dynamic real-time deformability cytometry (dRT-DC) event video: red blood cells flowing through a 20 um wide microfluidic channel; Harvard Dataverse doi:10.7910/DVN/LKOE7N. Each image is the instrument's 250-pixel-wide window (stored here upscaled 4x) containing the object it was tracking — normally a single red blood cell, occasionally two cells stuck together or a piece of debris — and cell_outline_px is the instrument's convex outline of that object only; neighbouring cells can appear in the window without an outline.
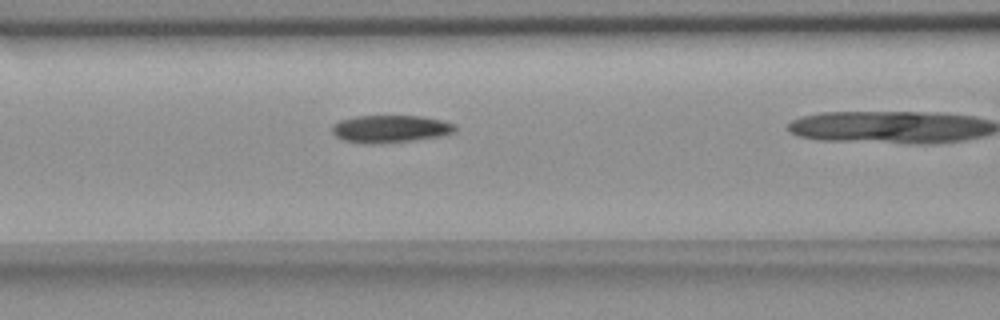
{"species": "common noctule bat (a hibernating species)", "species_latin": "Nyctalus noctula", "temperature_condition": "room temperature", "stored_images_in_passage": 40, "camera_frame_rate_fps": 3000, "um_per_image_px": 0.085, "animal": {"sex": "female", "body_mass_g": 18.4}, "frame": {"image": 1, "passage_image": 19, "time_ms": 6.0, "image_size_px": [1000, 320], "cell_outline_px": [[456, 132], [440, 136], [412, 140], [372, 144], [368, 144], [344, 140], [336, 136], [332, 132], [332, 124], [340, 120], [356, 116], [420, 116], [440, 120], [456, 124]], "centroid_in_image_um": [33.17, 10.95], "position_along_channel_um": 133.4, "area_um2": 19.59}}
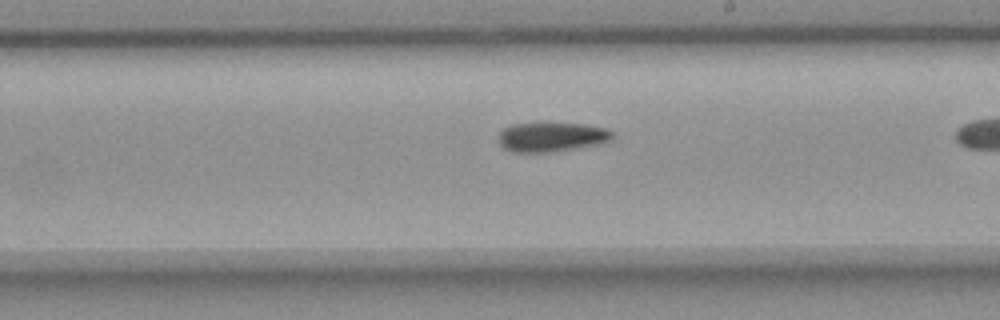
{"frame": {"image": 2, "passage_image": 28, "time_ms": 9.0, "image_size_px": [1000, 320], "cell_outline_px": [[616, 136], [612, 140], [600, 144], [548, 152], [512, 152], [504, 148], [500, 144], [500, 132], [504, 128], [512, 124], [544, 120], [584, 124], [608, 128], [616, 132]], "centroid_in_image_um": [46.95, 11.58], "position_along_channel_um": 242.1, "area_um2": 20.46}}
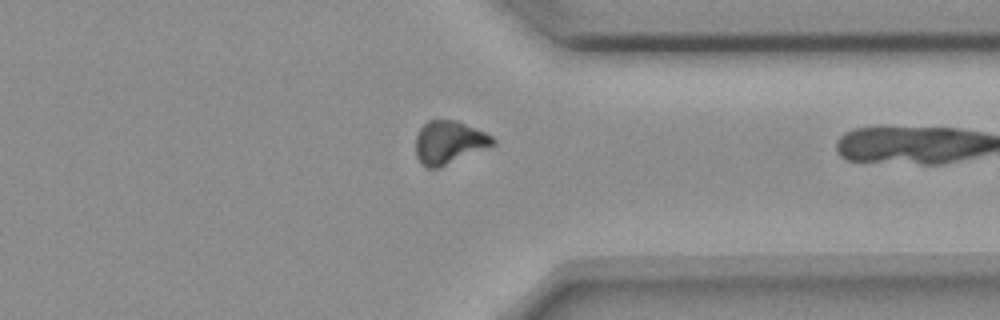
{"frame": {"image": 3, "passage_image": 39, "time_ms": 12.667, "image_size_px": [1000, 320], "cell_outline_px": [[496, 144], [440, 168], [428, 168], [420, 164], [416, 156], [416, 136], [420, 128], [428, 120], [456, 120], [484, 132], [492, 136], [496, 140]], "centroid_in_image_um": [38.15, 12.12], "position_along_channel_um": 373.2, "area_um2": 19.42}}